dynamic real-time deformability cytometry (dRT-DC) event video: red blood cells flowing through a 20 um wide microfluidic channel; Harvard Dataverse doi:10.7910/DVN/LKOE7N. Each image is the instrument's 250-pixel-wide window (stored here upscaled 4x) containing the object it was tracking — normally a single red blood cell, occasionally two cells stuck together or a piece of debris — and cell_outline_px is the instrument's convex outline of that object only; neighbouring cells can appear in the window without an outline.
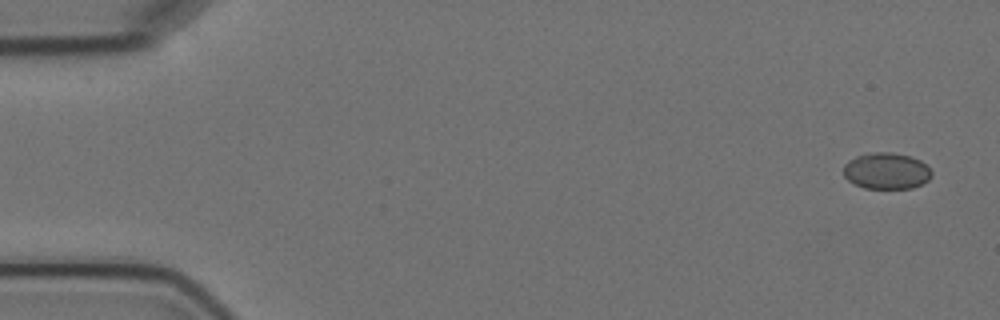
{"species": "Egyptian fruit bat (a non-hibernating species)", "species_latin": "Rousettus aegyptiacus", "temperature_condition": "cold", "stored_images_in_passage": 5, "camera_frame_rate_fps": 3000, "um_per_image_px": 0.085, "animal": {"sex": "female"}, "frame": {"image": 1, "passage_image": 1, "time_ms": 0.0, "image_size_px": [1000, 320], "cell_outline_px": [[932, 176], [928, 180], [912, 188], [864, 188], [848, 180], [844, 176], [844, 164], [848, 160], [856, 156], [868, 152], [892, 152], [912, 156], [920, 160], [932, 172]], "centroid_in_image_um": [75.33, 14.51], "position_along_channel_um": 9.7, "area_um2": 18.73}}
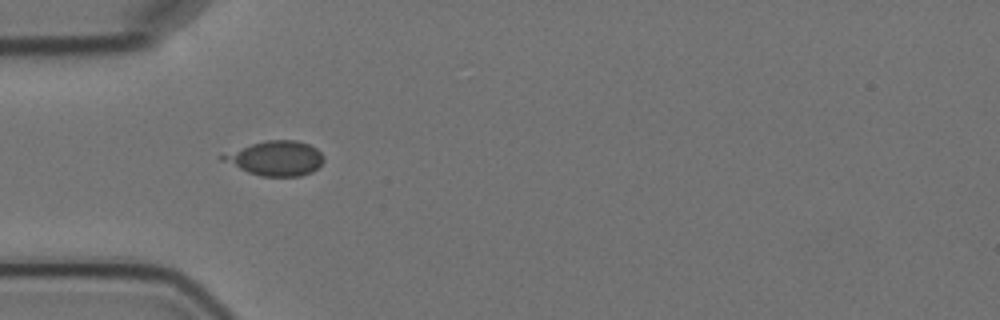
{"frame": {"image": 2, "passage_image": 4, "time_ms": 5.0, "image_size_px": [1000, 320], "cell_outline_px": [[324, 160], [312, 172], [300, 176], [260, 176], [248, 172], [220, 160], [220, 156], [252, 144], [268, 140], [296, 140], [308, 144], [316, 148], [324, 156]], "centroid_in_image_um": [23.46, 13.46], "position_along_channel_um": 61.5, "area_um2": 20.06}}
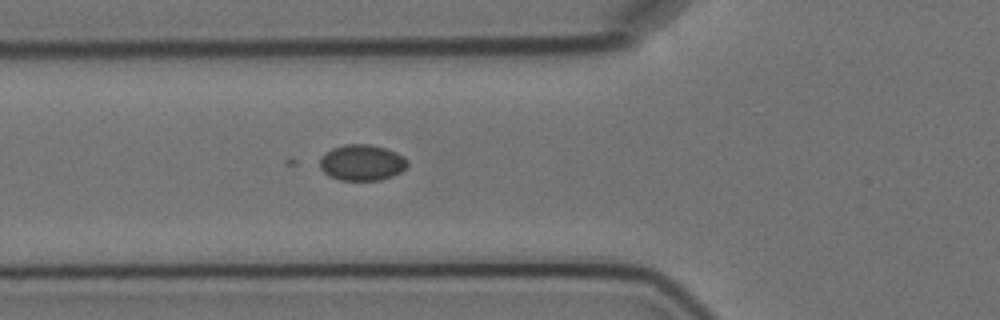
{"frame": {"image": 3, "passage_image": 5, "time_ms": 6.0, "image_size_px": [1000, 320], "cell_outline_px": [[408, 164], [400, 172], [392, 176], [380, 180], [340, 180], [328, 176], [320, 168], [320, 156], [324, 152], [332, 148], [344, 144], [372, 144], [396, 152], [404, 156], [408, 160]], "centroid_in_image_um": [30.74, 13.81], "position_along_channel_um": 95.1, "area_um2": 18.55}}